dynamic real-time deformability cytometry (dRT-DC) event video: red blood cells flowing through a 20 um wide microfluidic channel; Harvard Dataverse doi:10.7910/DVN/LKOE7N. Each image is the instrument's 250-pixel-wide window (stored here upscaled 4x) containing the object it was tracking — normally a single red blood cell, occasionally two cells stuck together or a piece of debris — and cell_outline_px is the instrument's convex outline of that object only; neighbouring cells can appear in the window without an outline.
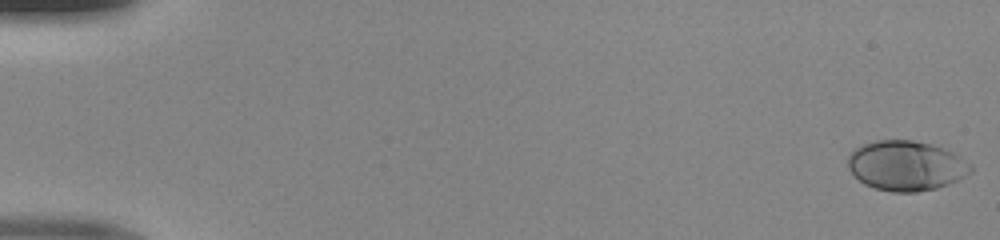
{"species": "human", "species_latin": "Homo sapiens", "temperature_condition": "room temperature", "stored_images_in_passage": 50, "camera_frame_rate_fps": 3000, "um_per_image_px": 0.085, "donor": {"sex": "male"}, "frame": {"image": 1, "passage_image": 1, "time_ms": 0.0, "image_size_px": [1000, 240], "cell_outline_px": [[972, 172], [948, 184], [936, 188], [916, 192], [892, 192], [876, 188], [864, 184], [848, 168], [848, 156], [856, 148], [864, 144], [876, 140], [912, 140], [928, 144], [952, 152], [972, 164]], "centroid_in_image_um": [77.02, 14.09], "position_along_channel_um": 8.0, "area_um2": 35.32}}
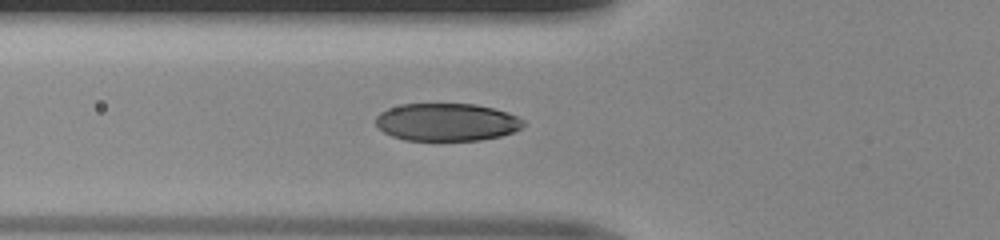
{"frame": {"image": 2, "passage_image": 19, "time_ms": 6.0, "image_size_px": [1000, 240], "cell_outline_px": [[524, 124], [520, 128], [512, 132], [500, 136], [480, 140], [404, 140], [392, 136], [384, 132], [376, 124], [376, 116], [380, 112], [388, 108], [400, 104], [476, 104], [508, 112], [524, 120]], "centroid_in_image_um": [37.96, 10.37], "position_along_channel_um": 87.8, "area_um2": 32.37}}
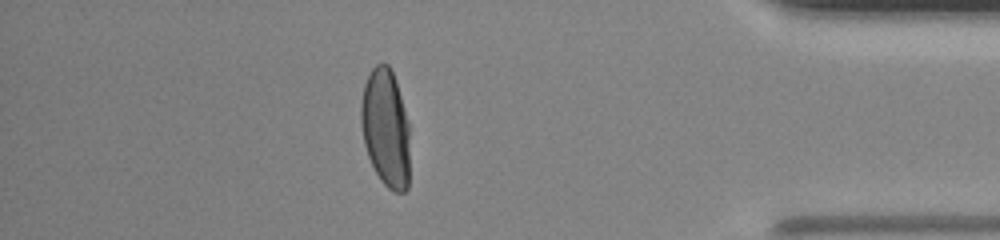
{"frame": {"image": 3, "passage_image": 44, "time_ms": 14.333, "image_size_px": [1000, 240], "cell_outline_px": [[408, 188], [404, 192], [392, 192], [380, 180], [368, 156], [364, 144], [360, 124], [360, 104], [364, 84], [372, 68], [376, 64], [388, 64], [392, 68], [396, 80], [408, 124]], "centroid_in_image_um": [32.76, 10.87], "position_along_channel_um": 402.4, "area_um2": 33.58}}